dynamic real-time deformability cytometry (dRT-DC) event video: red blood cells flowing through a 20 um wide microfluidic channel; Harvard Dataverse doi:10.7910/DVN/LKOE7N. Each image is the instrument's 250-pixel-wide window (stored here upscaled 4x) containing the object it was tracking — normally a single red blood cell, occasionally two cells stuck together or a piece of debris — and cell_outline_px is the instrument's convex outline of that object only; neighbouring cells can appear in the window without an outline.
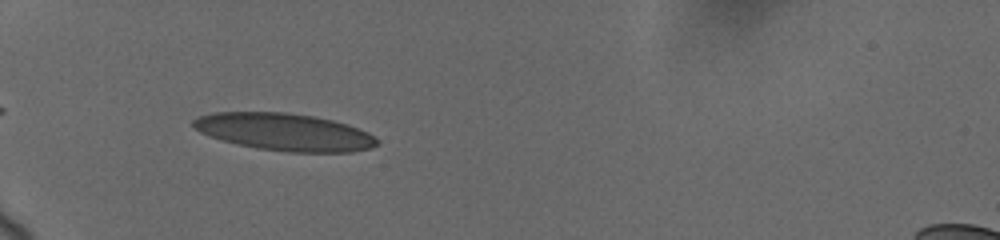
{"species": "human", "species_latin": "Homo sapiens", "temperature_condition": "cold", "stored_images_in_passage": 19, "camera_frame_rate_fps": 3000, "um_per_image_px": 0.085, "donor": {"sex": "female"}, "frame": {"image": 1, "passage_image": 2, "time_ms": 0.667, "image_size_px": [1000, 240], "cell_outline_px": [[380, 144], [372, 148], [352, 152], [288, 152], [256, 148], [236, 144], [208, 136], [200, 132], [192, 124], [192, 120], [200, 116], [212, 112], [284, 112], [312, 116], [332, 120], [348, 124], [368, 132]], "centroid_in_image_um": [24.17, 11.22], "position_along_channel_um": 60.8, "area_um2": 40.0}}
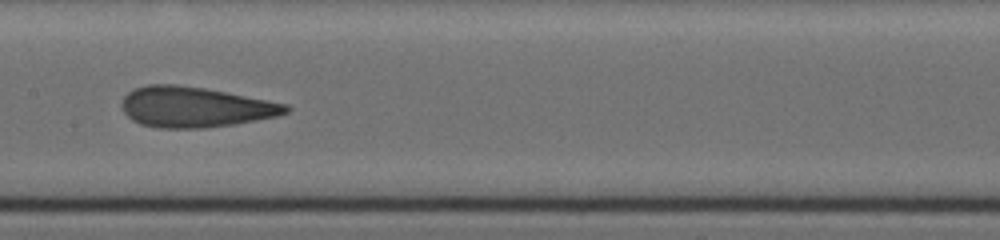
{"frame": {"image": 2, "passage_image": 12, "time_ms": 4.667, "image_size_px": [1000, 240], "cell_outline_px": [[292, 108], [288, 112], [276, 116], [256, 120], [232, 124], [204, 128], [156, 128], [140, 124], [132, 120], [124, 112], [120, 104], [124, 96], [128, 92], [136, 88], [148, 84], [172, 84], [204, 88], [288, 104]], "centroid_in_image_um": [16.54, 9.1], "position_along_channel_um": 190.9, "area_um2": 38.55}}
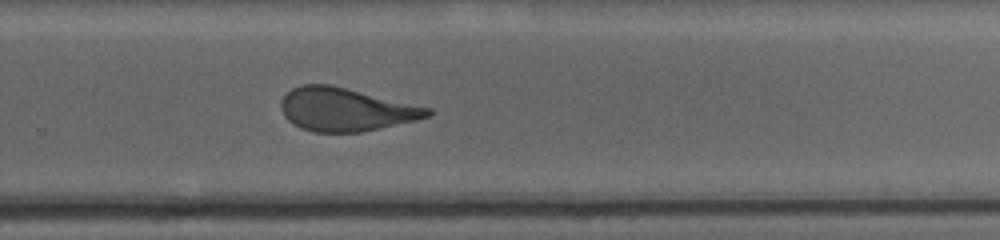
{"frame": {"image": 3, "passage_image": 19, "time_ms": 7.667, "image_size_px": [1000, 240], "cell_outline_px": [[432, 116], [360, 132], [312, 132], [300, 128], [288, 120], [284, 116], [280, 108], [280, 104], [284, 96], [292, 88], [300, 84], [328, 84], [432, 108]], "centroid_in_image_um": [29.35, 9.3], "position_along_channel_um": 300.4, "area_um2": 36.65}}